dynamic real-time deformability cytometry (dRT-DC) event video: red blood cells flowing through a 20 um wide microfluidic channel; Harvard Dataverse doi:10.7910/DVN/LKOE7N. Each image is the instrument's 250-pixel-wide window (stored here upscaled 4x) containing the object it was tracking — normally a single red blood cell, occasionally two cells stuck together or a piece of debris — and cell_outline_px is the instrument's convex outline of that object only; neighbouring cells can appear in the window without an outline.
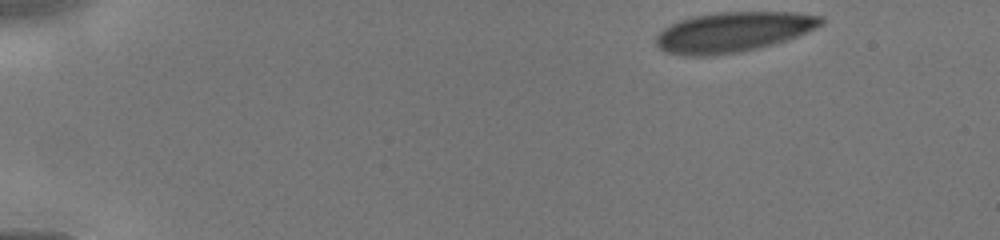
{"species": "human", "species_latin": "Homo sapiens", "temperature_condition": "cold", "stored_images_in_passage": 32, "camera_frame_rate_fps": 3000, "um_per_image_px": 0.085, "donor": {"sex": "male"}, "frame": {"image": 1, "passage_image": 1, "time_ms": 0.0, "image_size_px": [1000, 240], "cell_outline_px": [[824, 24], [816, 28], [796, 36], [772, 44], [756, 48], [736, 52], [708, 56], [684, 56], [664, 52], [656, 44], [656, 36], [664, 28], [680, 20], [692, 16], [716, 12], [792, 12], [824, 16]], "centroid_in_image_um": [62.3, 2.71], "position_along_channel_um": 22.7, "area_um2": 38.38}}
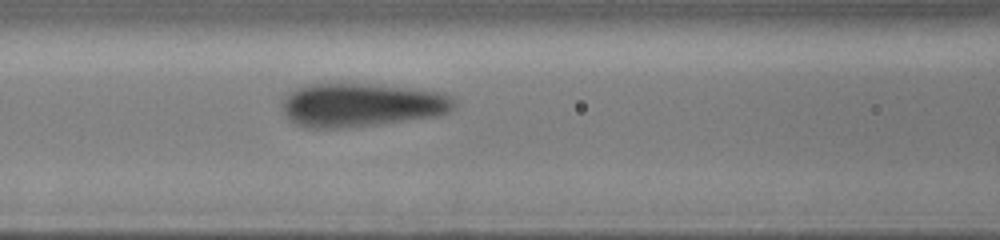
{"frame": {"image": 2, "passage_image": 16, "time_ms": 5.0, "image_size_px": [1000, 240], "cell_outline_px": [[456, 104], [448, 112], [436, 116], [352, 128], [308, 128], [296, 124], [288, 120], [280, 108], [280, 104], [288, 92], [296, 88], [308, 84], [368, 84], [444, 92], [452, 96]], "centroid_in_image_um": [30.67, 8.94], "position_along_channel_um": 135.9, "area_um2": 44.04}}
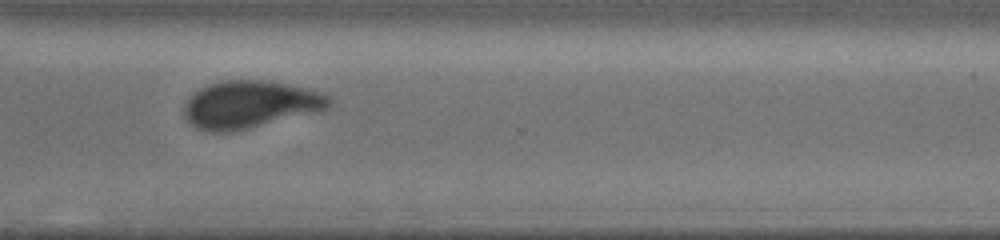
{"frame": {"image": 3, "passage_image": 28, "time_ms": 9.667, "image_size_px": [1000, 240], "cell_outline_px": [[332, 104], [328, 108], [248, 128], [228, 132], [204, 132], [196, 128], [184, 116], [184, 104], [200, 88], [208, 84], [228, 80], [268, 80], [288, 84], [324, 92], [332, 100]], "centroid_in_image_um": [21.24, 8.87], "position_along_channel_um": 349.4, "area_um2": 39.71}}